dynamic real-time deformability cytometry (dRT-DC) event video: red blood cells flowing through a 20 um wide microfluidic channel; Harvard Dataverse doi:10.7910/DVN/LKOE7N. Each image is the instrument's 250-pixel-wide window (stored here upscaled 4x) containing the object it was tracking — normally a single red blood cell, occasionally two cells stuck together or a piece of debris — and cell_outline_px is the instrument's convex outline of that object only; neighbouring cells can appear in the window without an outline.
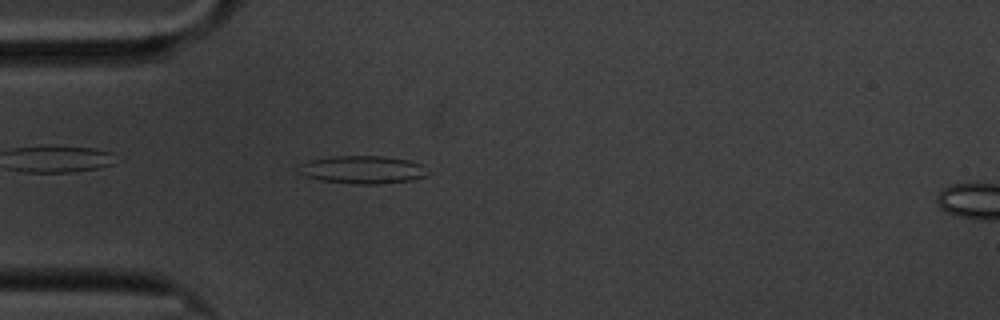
{"species": "common noctule bat (a hibernating species)", "species_latin": "Nyctalus noctula", "temperature_condition": "cold", "stored_images_in_passage": 40, "camera_frame_rate_fps": 3000, "um_per_image_px": 0.085, "animal": {"sex": "male", "body_mass_g": 20.1, "forearm_length_mm": 53.5}, "frame": {"image": 1, "passage_image": 5, "time_ms": 1.333, "image_size_px": [1000, 320], "cell_outline_px": [[432, 172], [424, 176], [412, 180], [380, 184], [352, 184], [320, 180], [304, 176], [300, 172], [300, 164], [308, 160], [336, 156], [384, 156], [408, 160], [420, 164]], "centroid_in_image_um": [30.84, 14.43], "position_along_channel_um": 54.2, "area_um2": 21.04}}
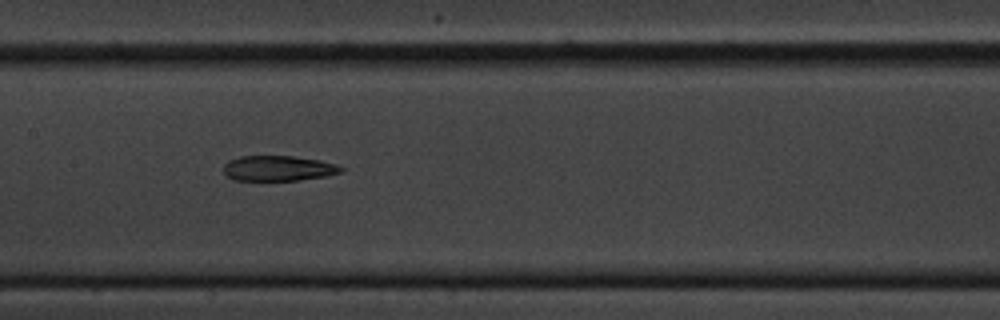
{"frame": {"image": 2, "passage_image": 17, "time_ms": 5.333, "image_size_px": [1000, 320], "cell_outline_px": [[344, 168], [340, 172], [328, 176], [300, 180], [232, 180], [224, 172], [224, 164], [228, 160], [240, 156], [292, 156], [320, 160], [336, 164]], "centroid_in_image_um": [23.65, 14.3], "position_along_channel_um": 183.7, "area_um2": 17.34}}
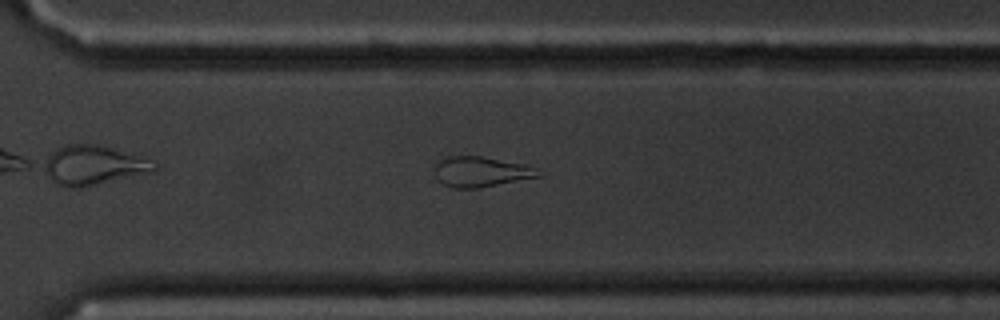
{"frame": {"image": 3, "passage_image": 30, "time_ms": 9.667, "image_size_px": [1000, 320], "cell_outline_px": [[540, 176], [476, 188], [452, 188], [444, 184], [436, 176], [432, 168], [432, 164], [440, 156], [480, 156], [528, 164], [540, 168]], "centroid_in_image_um": [40.82, 14.56], "position_along_channel_um": 329.8, "area_um2": 18.67}, "authors_computed_cell_mechanics": {"area_um2": 18.5827, "velocity_mm_per_s": 3.3846, "shape_relaxation_time_tau1_ms": null, "shape_relaxation_time_tau2_ms": 7.6822, "deformation_change_tau1": null, "deformation_change_tau2": 0.2054}}